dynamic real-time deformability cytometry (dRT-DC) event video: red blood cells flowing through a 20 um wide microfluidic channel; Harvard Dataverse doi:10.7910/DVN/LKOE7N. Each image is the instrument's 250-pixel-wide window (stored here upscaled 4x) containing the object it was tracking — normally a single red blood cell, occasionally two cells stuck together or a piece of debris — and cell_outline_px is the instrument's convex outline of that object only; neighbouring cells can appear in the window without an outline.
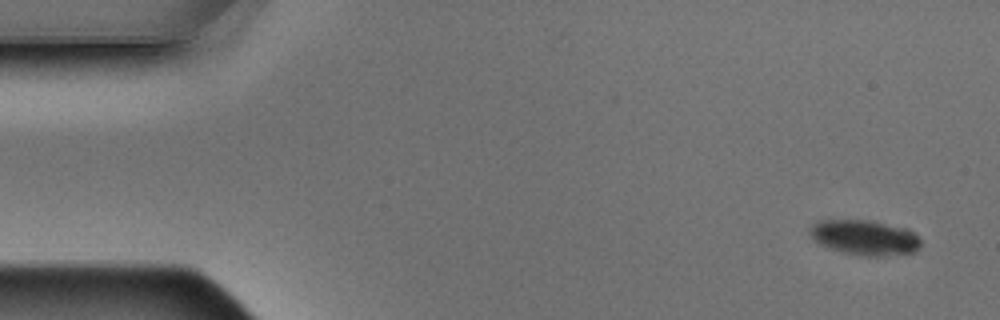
{"species": "Egyptian fruit bat (a non-hibernating species)", "species_latin": "Rousettus aegyptiacus", "temperature_condition": "warm", "stored_images_in_passage": 7, "camera_frame_rate_fps": 3000, "um_per_image_px": 0.085, "animal": {"sex": "male"}, "frame": {"image": 1, "passage_image": 1, "time_ms": 0.0, "image_size_px": [1000, 320], "cell_outline_px": [[924, 244], [916, 252], [884, 256], [864, 256], [844, 252], [828, 248], [820, 244], [808, 232], [812, 224], [820, 220], [872, 220], [912, 232]], "centroid_in_image_um": [73.49, 20.2], "position_along_channel_um": 11.5, "area_um2": 22.48}}
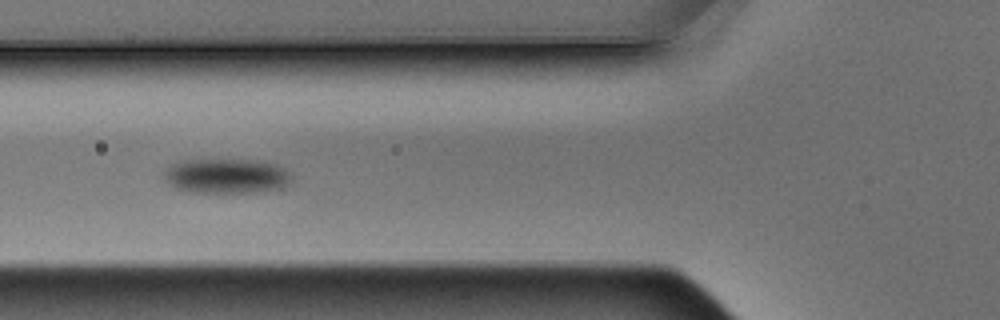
{"frame": {"image": 2, "passage_image": 6, "time_ms": 1.667, "image_size_px": [1000, 320], "cell_outline_px": [[292, 180], [288, 184], [260, 192], [184, 192], [168, 184], [164, 180], [164, 172], [172, 164], [180, 160], [264, 160], [276, 164], [284, 168], [292, 176]], "centroid_in_image_um": [19.22, 14.95], "position_along_channel_um": 106.6, "area_um2": 25.95}}
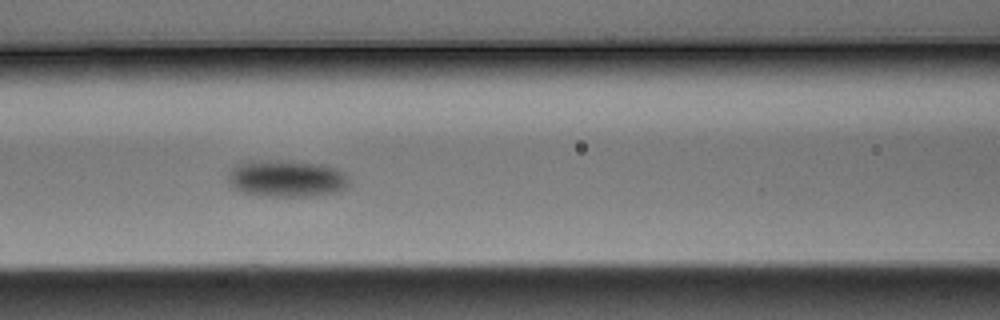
{"frame": {"image": 3, "passage_image": 7, "time_ms": 2.0, "image_size_px": [1000, 320], "cell_outline_px": [[352, 184], [348, 188], [336, 192], [308, 196], [260, 196], [244, 192], [232, 188], [228, 184], [228, 172], [240, 160], [288, 160], [324, 164], [340, 168], [348, 176]], "centroid_in_image_um": [24.37, 15.15], "position_along_channel_um": 142.2, "area_um2": 26.99}}